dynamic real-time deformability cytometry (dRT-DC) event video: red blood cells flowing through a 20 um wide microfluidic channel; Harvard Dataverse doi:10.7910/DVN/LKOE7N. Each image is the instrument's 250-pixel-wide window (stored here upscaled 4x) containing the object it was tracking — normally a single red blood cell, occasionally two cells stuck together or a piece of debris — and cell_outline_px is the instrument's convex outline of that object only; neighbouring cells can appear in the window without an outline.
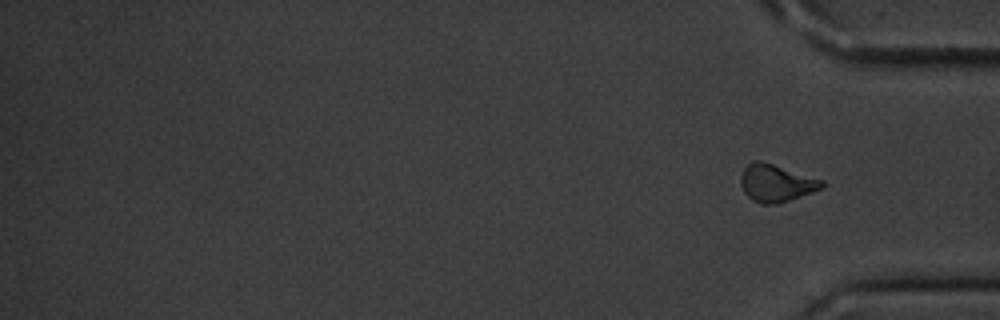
{"species": "common noctule bat (a hibernating species)", "species_latin": "Nyctalus noctula", "temperature_condition": "cold", "stored_images_in_passage": 16, "segment_of_instrument_passage": [2, 2], "camera_frame_rate_fps": 3000, "um_per_image_px": 0.085, "animal": {"sex": "male", "body_mass_g": 20.1, "forearm_length_mm": 53.5}, "frame": {"image": 1, "passage_image": 16, "time_ms": 19.667, "image_size_px": [1000, 320], "cell_outline_px": [[824, 188], [776, 204], [760, 204], [752, 200], [744, 192], [740, 184], [740, 176], [744, 168], [752, 160], [760, 160], [824, 180]], "centroid_in_image_um": [65.95, 15.55], "position_along_channel_um": 369.2, "area_um2": 17.69}}